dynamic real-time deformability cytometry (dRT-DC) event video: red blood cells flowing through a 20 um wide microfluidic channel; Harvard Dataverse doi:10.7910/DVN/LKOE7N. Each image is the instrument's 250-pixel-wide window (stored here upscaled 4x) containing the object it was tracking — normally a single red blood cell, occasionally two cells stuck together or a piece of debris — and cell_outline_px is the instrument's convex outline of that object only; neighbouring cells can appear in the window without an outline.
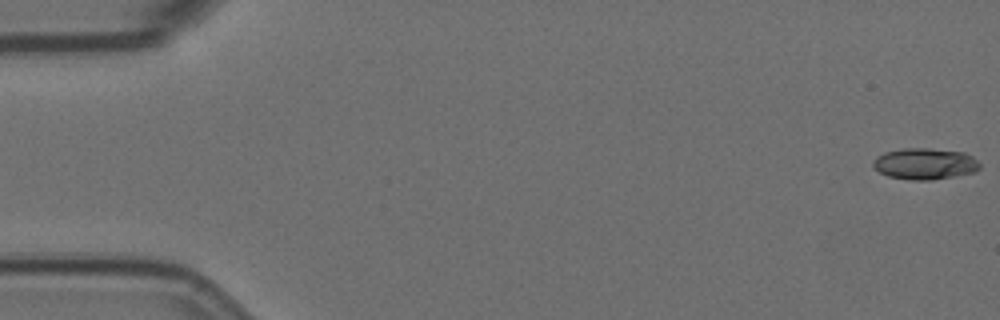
{"species": "Egyptian fruit bat (a non-hibernating species)", "species_latin": "Rousettus aegyptiacus", "temperature_condition": "room temperature", "stored_images_in_passage": 52, "camera_frame_rate_fps": 3000, "um_per_image_px": 0.085, "animal": {"sex": "female"}, "frame": {"image": 1, "passage_image": 1, "time_ms": 0.0, "image_size_px": [1000, 320], "cell_outline_px": [[980, 168], [976, 172], [928, 180], [912, 180], [888, 176], [880, 172], [872, 164], [872, 160], [876, 156], [884, 152], [904, 148], [928, 148], [964, 152], [972, 156], [980, 164]], "centroid_in_image_um": [78.61, 13.91], "position_along_channel_um": 6.4, "area_um2": 19.42}}
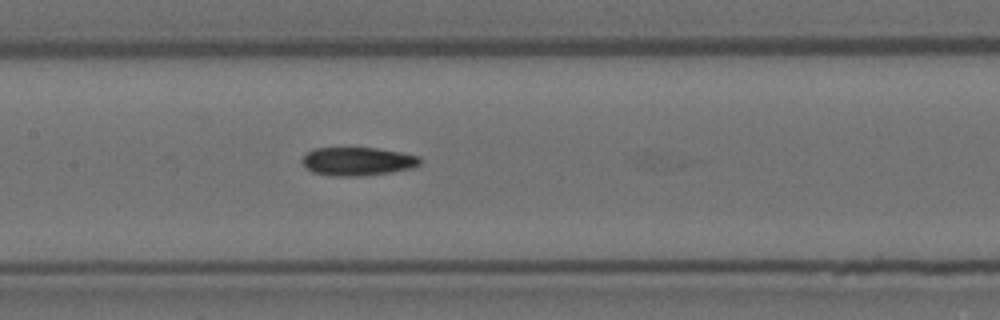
{"frame": {"image": 2, "passage_image": 28, "time_ms": 9.0, "image_size_px": [1000, 320], "cell_outline_px": [[420, 164], [412, 168], [392, 172], [360, 176], [332, 176], [312, 172], [300, 160], [308, 152], [316, 148], [376, 148], [400, 152], [420, 156]], "centroid_in_image_um": [30.41, 13.72], "position_along_channel_um": 177.0, "area_um2": 19.42}}
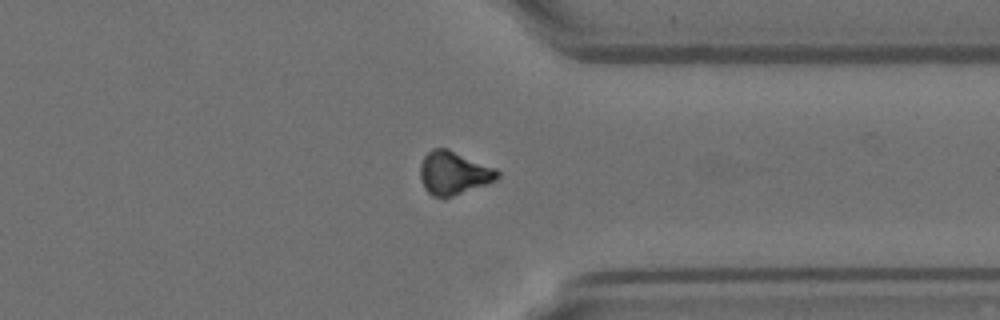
{"frame": {"image": 3, "passage_image": 45, "time_ms": 14.667, "image_size_px": [1000, 320], "cell_outline_px": [[500, 176], [496, 180], [488, 184], [452, 196], [432, 196], [424, 188], [420, 176], [420, 164], [424, 156], [432, 148], [448, 148], [496, 168], [500, 172]], "centroid_in_image_um": [38.58, 14.69], "position_along_channel_um": 372.8, "area_um2": 19.54}}